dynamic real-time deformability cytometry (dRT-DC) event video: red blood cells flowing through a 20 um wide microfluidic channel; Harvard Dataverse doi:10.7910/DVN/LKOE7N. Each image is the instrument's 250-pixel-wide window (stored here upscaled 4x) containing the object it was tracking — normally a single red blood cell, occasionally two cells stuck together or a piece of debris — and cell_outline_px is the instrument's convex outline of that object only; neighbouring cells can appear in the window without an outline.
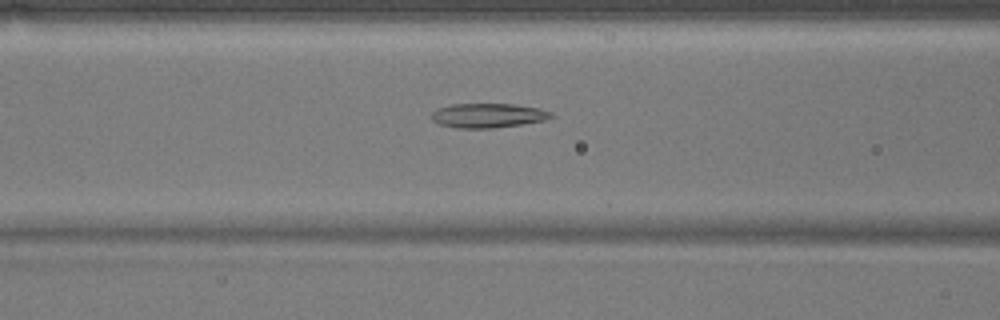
{"species": "common noctule bat (a hibernating species)", "species_latin": "Nyctalus noctula", "temperature_condition": "warm", "stored_images_in_passage": 36, "camera_frame_rate_fps": 3000, "um_per_image_px": 0.085, "animal": {"sex": "male", "body_mass_g": 17.9}, "frame": {"image": 1, "passage_image": 11, "time_ms": 3.333, "image_size_px": [1000, 320], "cell_outline_px": [[556, 116], [544, 120], [520, 124], [492, 128], [456, 128], [440, 124], [432, 120], [432, 112], [436, 108], [452, 104], [512, 104], [540, 108], [552, 112]], "centroid_in_image_um": [41.48, 9.81], "position_along_channel_um": 125.1, "area_um2": 16.99}}
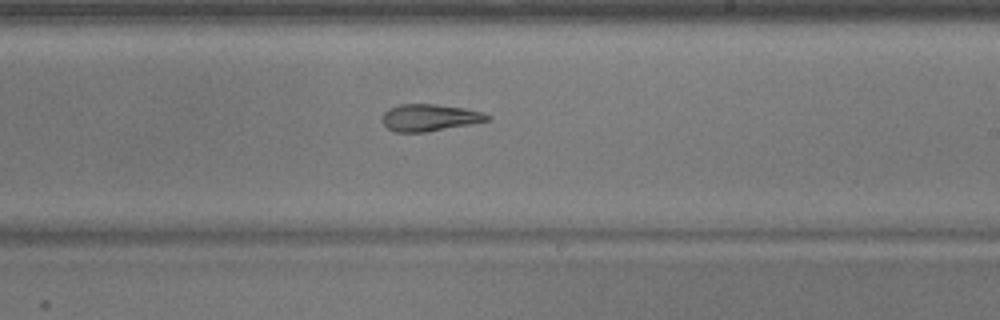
{"frame": {"image": 2, "passage_image": 21, "time_ms": 6.667, "image_size_px": [1000, 320], "cell_outline_px": [[492, 116], [488, 120], [428, 132], [396, 132], [388, 128], [380, 120], [384, 112], [388, 108], [400, 104], [436, 104], [464, 108], [480, 112]], "centroid_in_image_um": [36.45, 9.99], "position_along_channel_um": 252.5, "area_um2": 16.42}}
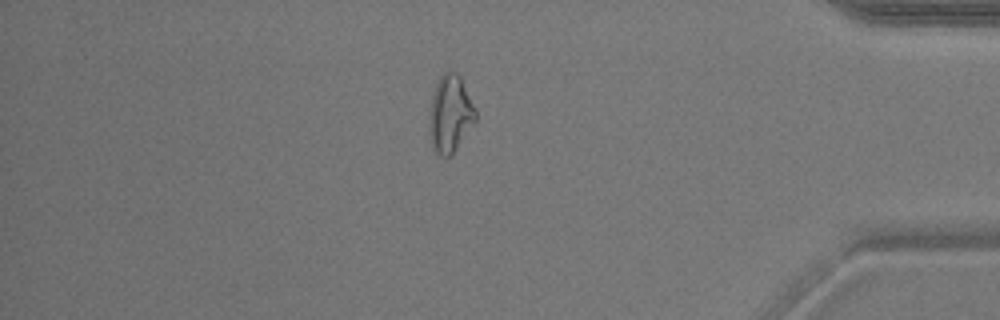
{"frame": {"image": 3, "passage_image": 35, "time_ms": 11.333, "image_size_px": [1000, 320], "cell_outline_px": [[476, 120], [452, 152], [448, 156], [440, 156], [432, 148], [428, 128], [428, 124], [432, 96], [436, 84], [440, 76], [448, 68], [456, 72], [460, 76], [476, 108]], "centroid_in_image_um": [38.25, 9.63], "position_along_channel_um": 397.0, "area_um2": 20.75}}